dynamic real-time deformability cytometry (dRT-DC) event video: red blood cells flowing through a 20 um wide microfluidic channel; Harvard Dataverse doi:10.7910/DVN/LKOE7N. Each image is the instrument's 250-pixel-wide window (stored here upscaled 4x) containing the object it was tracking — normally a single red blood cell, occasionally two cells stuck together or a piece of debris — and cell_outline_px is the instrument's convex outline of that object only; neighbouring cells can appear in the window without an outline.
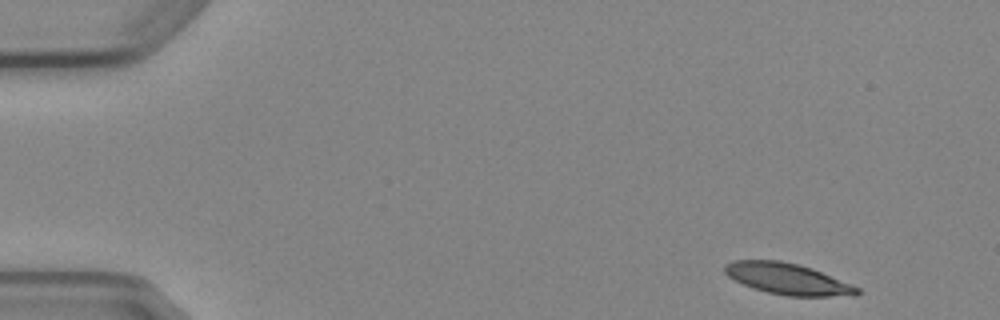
{"species": "Egyptian fruit bat (a non-hibernating species)", "species_latin": "Rousettus aegyptiacus", "temperature_condition": "cold", "stored_images_in_passage": 4, "camera_frame_rate_fps": 3000, "um_per_image_px": 0.085, "animal": {"sex": "female"}, "frame": {"image": 1, "passage_image": 1, "time_ms": 0.0, "image_size_px": [1000, 320], "cell_outline_px": [[860, 292], [856, 296], [788, 296], [768, 292], [752, 288], [728, 276], [724, 272], [724, 264], [732, 260], [780, 260], [812, 268], [852, 284], [860, 288]], "centroid_in_image_um": [66.96, 23.7], "position_along_channel_um": 18.0, "area_um2": 24.1}}
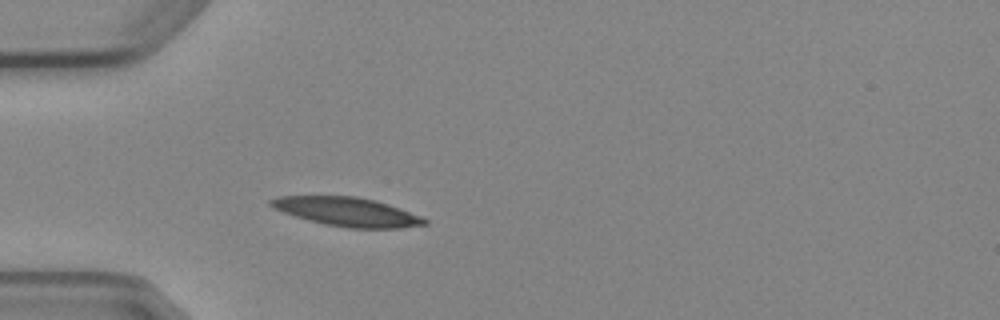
{"frame": {"image": 2, "passage_image": 4, "time_ms": 3.667, "image_size_px": [1000, 320], "cell_outline_px": [[428, 224], [400, 228], [348, 228], [324, 224], [308, 220], [272, 208], [268, 204], [268, 200], [276, 196], [356, 196], [376, 200], [388, 204], [420, 216], [428, 220]], "centroid_in_image_um": [29.48, 17.99], "position_along_channel_um": 55.5, "area_um2": 25.84}}